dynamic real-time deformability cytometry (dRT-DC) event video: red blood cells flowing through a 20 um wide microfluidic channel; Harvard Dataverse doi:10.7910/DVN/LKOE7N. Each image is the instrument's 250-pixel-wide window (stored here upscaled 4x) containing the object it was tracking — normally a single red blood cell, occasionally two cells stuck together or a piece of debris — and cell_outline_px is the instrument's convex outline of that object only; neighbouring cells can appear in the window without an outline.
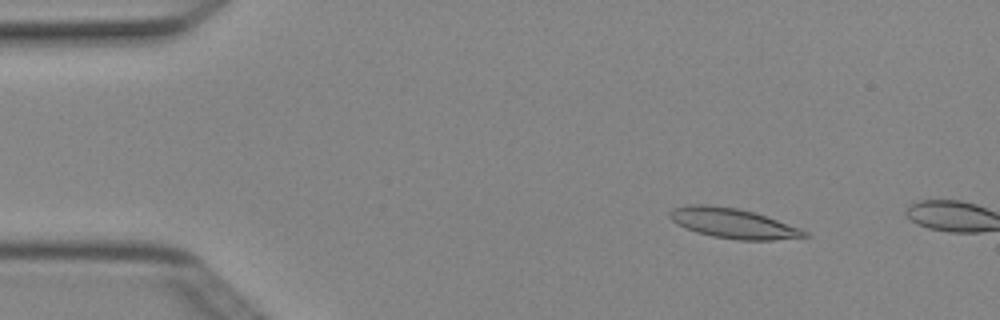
{"species": "Egyptian fruit bat (a non-hibernating species)", "species_latin": "Rousettus aegyptiacus", "temperature_condition": "cold", "stored_images_in_passage": 3, "camera_frame_rate_fps": 3000, "um_per_image_px": 0.085, "animal": {"sex": "female"}, "frame": {"image": 1, "passage_image": 2, "time_ms": 0.333, "image_size_px": [1000, 320], "cell_outline_px": [[812, 236], [772, 240], [740, 240], [712, 236], [696, 232], [676, 224], [668, 216], [668, 212], [672, 208], [688, 204], [708, 204], [736, 208], [752, 212], [800, 228], [808, 232]], "centroid_in_image_um": [62.26, 18.98], "position_along_channel_um": 22.7, "area_um2": 23.47}}